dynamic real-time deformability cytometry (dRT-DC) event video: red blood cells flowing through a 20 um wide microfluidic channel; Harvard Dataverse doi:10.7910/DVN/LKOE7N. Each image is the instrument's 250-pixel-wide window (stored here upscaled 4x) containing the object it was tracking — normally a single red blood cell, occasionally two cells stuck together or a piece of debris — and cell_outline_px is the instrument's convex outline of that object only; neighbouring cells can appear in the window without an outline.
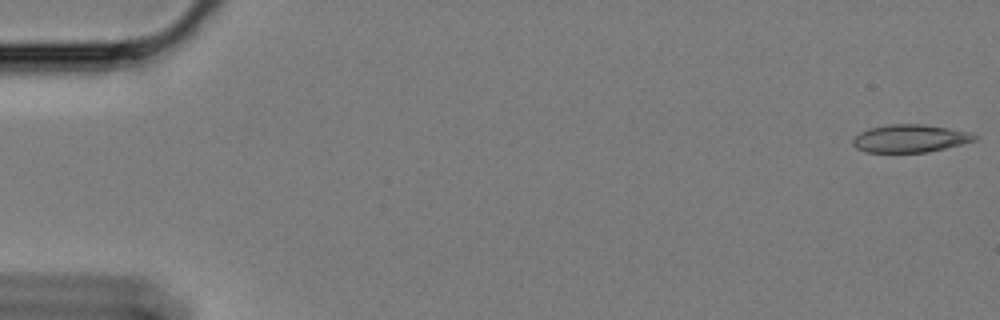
{"species": "Egyptian fruit bat (a non-hibernating species)", "species_latin": "Rousettus aegyptiacus", "temperature_condition": "cold", "stored_images_in_passage": 59, "camera_frame_rate_fps": 3000, "um_per_image_px": 0.085, "animal": {"sex": "female"}, "frame": {"image": 1, "passage_image": 1, "time_ms": 0.0, "image_size_px": [1000, 320], "cell_outline_px": [[980, 136], [976, 140], [928, 152], [864, 152], [856, 148], [852, 144], [852, 140], [860, 132], [868, 128], [888, 124], [920, 124], [948, 128], [972, 132]], "centroid_in_image_um": [77.35, 11.76], "position_along_channel_um": 7.6, "area_um2": 19.77}}
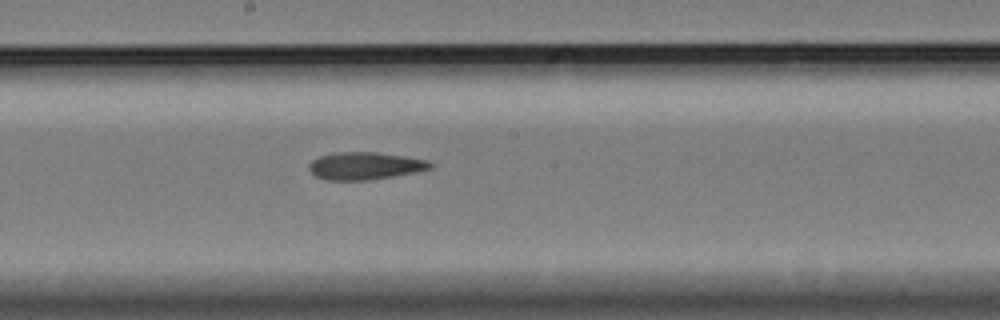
{"frame": {"image": 2, "passage_image": 32, "time_ms": 10.333, "image_size_px": [1000, 320], "cell_outline_px": [[436, 164], [432, 168], [416, 172], [368, 180], [328, 180], [316, 176], [308, 168], [308, 164], [312, 160], [320, 156], [336, 152], [376, 152], [404, 156], [428, 160]], "centroid_in_image_um": [31.05, 14.09], "position_along_channel_um": 217.2, "area_um2": 19.42}}
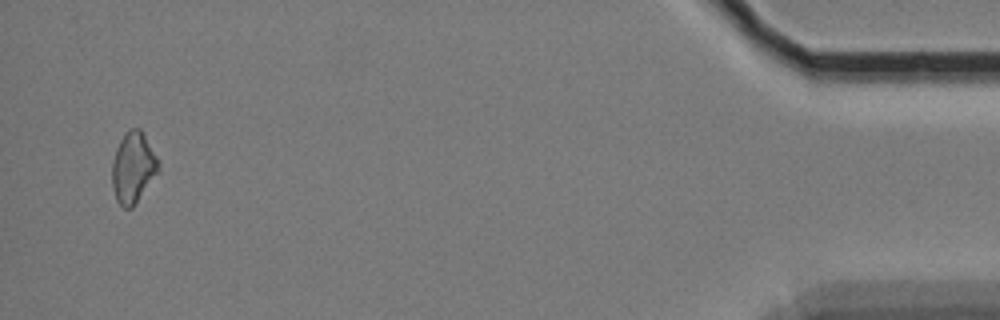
{"frame": {"image": 3, "passage_image": 57, "time_ms": 18.667, "image_size_px": [1000, 320], "cell_outline_px": [[160, 172], [132, 208], [124, 208], [116, 200], [112, 188], [112, 160], [116, 148], [124, 132], [128, 128], [140, 128], [156, 156], [160, 168]], "centroid_in_image_um": [11.31, 14.25], "position_along_channel_um": 423.9, "area_um2": 19.36}, "authors_computed_cell_mechanics": {"area_um2": 19.652, "velocity_mm_per_s": 3.4103, "shape_relaxation_time_tau1_ms": null, "shape_relaxation_time_tau2_ms": 3.8761, "deformation_change_tau1": null, "deformation_change_tau2": 0.127}}